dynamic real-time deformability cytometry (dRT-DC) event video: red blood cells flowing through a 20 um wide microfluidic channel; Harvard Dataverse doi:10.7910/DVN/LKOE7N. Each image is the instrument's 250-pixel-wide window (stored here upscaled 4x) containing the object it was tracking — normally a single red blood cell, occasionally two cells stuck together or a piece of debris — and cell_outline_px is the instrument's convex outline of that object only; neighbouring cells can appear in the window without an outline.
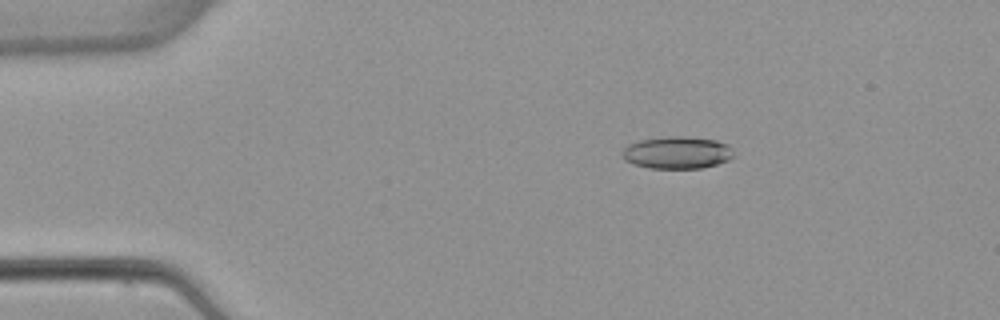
{"species": "common noctule bat (a hibernating species)", "species_latin": "Nyctalus noctula", "temperature_condition": "warm", "stored_images_in_passage": 5, "camera_frame_rate_fps": 3000, "um_per_image_px": 0.085, "animal": {"sex": "female", "body_mass_g": 22.7, "forearm_length_mm": 54.2}, "frame": {"image": 1, "passage_image": 3, "time_ms": 2.333, "image_size_px": [1000, 320], "cell_outline_px": [[736, 156], [728, 160], [716, 164], [700, 168], [648, 168], [632, 164], [624, 160], [620, 152], [628, 144], [640, 140], [672, 136], [684, 136], [716, 140], [728, 144]], "centroid_in_image_um": [57.54, 12.97], "position_along_channel_um": 27.5, "area_um2": 21.1}}
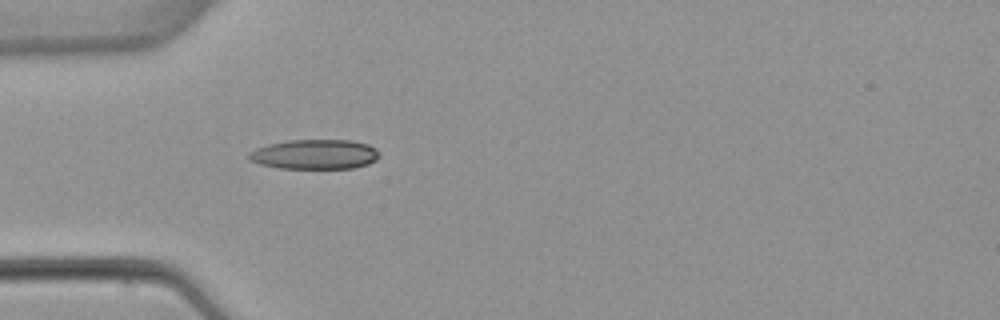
{"frame": {"image": 2, "passage_image": 5, "time_ms": 4.667, "image_size_px": [1000, 320], "cell_outline_px": [[380, 156], [376, 160], [368, 164], [352, 168], [280, 168], [260, 164], [252, 160], [248, 156], [248, 152], [256, 148], [268, 144], [288, 140], [352, 140], [368, 144], [376, 148], [380, 152]], "centroid_in_image_um": [26.79, 13.11], "position_along_channel_um": 58.2, "area_um2": 22.66}}